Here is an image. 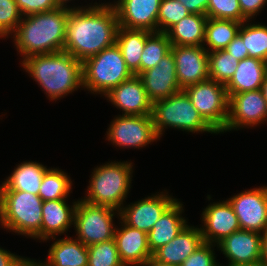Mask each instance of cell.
<instances>
[{"label":"cell","instance_id":"6da1fadb","mask_svg":"<svg viewBox=\"0 0 267 266\" xmlns=\"http://www.w3.org/2000/svg\"><path fill=\"white\" fill-rule=\"evenodd\" d=\"M118 28V15L113 4L96 3L86 9L71 10L66 24L63 51L83 62L114 45Z\"/></svg>","mask_w":267,"mask_h":266},{"label":"cell","instance_id":"7a4b0ae2","mask_svg":"<svg viewBox=\"0 0 267 266\" xmlns=\"http://www.w3.org/2000/svg\"><path fill=\"white\" fill-rule=\"evenodd\" d=\"M68 14L69 10L54 9L22 18L13 38L23 59L63 51Z\"/></svg>","mask_w":267,"mask_h":266},{"label":"cell","instance_id":"3957f363","mask_svg":"<svg viewBox=\"0 0 267 266\" xmlns=\"http://www.w3.org/2000/svg\"><path fill=\"white\" fill-rule=\"evenodd\" d=\"M22 66L51 100L83 87L82 62L65 51L30 56Z\"/></svg>","mask_w":267,"mask_h":266},{"label":"cell","instance_id":"277c9868","mask_svg":"<svg viewBox=\"0 0 267 266\" xmlns=\"http://www.w3.org/2000/svg\"><path fill=\"white\" fill-rule=\"evenodd\" d=\"M42 204L39 195L0 190V223L15 233L41 240Z\"/></svg>","mask_w":267,"mask_h":266},{"label":"cell","instance_id":"5b68a950","mask_svg":"<svg viewBox=\"0 0 267 266\" xmlns=\"http://www.w3.org/2000/svg\"><path fill=\"white\" fill-rule=\"evenodd\" d=\"M132 163L111 162L95 168L84 200L93 205L119 210L127 197L131 183ZM131 175V176H130Z\"/></svg>","mask_w":267,"mask_h":266},{"label":"cell","instance_id":"8992f818","mask_svg":"<svg viewBox=\"0 0 267 266\" xmlns=\"http://www.w3.org/2000/svg\"><path fill=\"white\" fill-rule=\"evenodd\" d=\"M82 73L83 87L104 95L134 76L116 43L85 59L82 62Z\"/></svg>","mask_w":267,"mask_h":266},{"label":"cell","instance_id":"52a82bcc","mask_svg":"<svg viewBox=\"0 0 267 266\" xmlns=\"http://www.w3.org/2000/svg\"><path fill=\"white\" fill-rule=\"evenodd\" d=\"M152 119L159 137L167 126L194 133H217L202 118L183 90L166 99L154 102L152 106Z\"/></svg>","mask_w":267,"mask_h":266},{"label":"cell","instance_id":"ba28073f","mask_svg":"<svg viewBox=\"0 0 267 266\" xmlns=\"http://www.w3.org/2000/svg\"><path fill=\"white\" fill-rule=\"evenodd\" d=\"M202 118L217 132H224L229 115V97L225 85L212 79L183 90Z\"/></svg>","mask_w":267,"mask_h":266},{"label":"cell","instance_id":"9c48e42d","mask_svg":"<svg viewBox=\"0 0 267 266\" xmlns=\"http://www.w3.org/2000/svg\"><path fill=\"white\" fill-rule=\"evenodd\" d=\"M114 208L93 205L78 200L74 213V227L78 234L77 239L87 247L114 239L115 230L112 224Z\"/></svg>","mask_w":267,"mask_h":266},{"label":"cell","instance_id":"30bf717a","mask_svg":"<svg viewBox=\"0 0 267 266\" xmlns=\"http://www.w3.org/2000/svg\"><path fill=\"white\" fill-rule=\"evenodd\" d=\"M107 139L121 147L140 148L159 138L152 115H119L110 124Z\"/></svg>","mask_w":267,"mask_h":266},{"label":"cell","instance_id":"8fae6325","mask_svg":"<svg viewBox=\"0 0 267 266\" xmlns=\"http://www.w3.org/2000/svg\"><path fill=\"white\" fill-rule=\"evenodd\" d=\"M241 230L264 233L267 229V187L244 191L228 199Z\"/></svg>","mask_w":267,"mask_h":266},{"label":"cell","instance_id":"7c38bea8","mask_svg":"<svg viewBox=\"0 0 267 266\" xmlns=\"http://www.w3.org/2000/svg\"><path fill=\"white\" fill-rule=\"evenodd\" d=\"M267 120V103L262 90L245 91L229 97V115L224 131L254 126Z\"/></svg>","mask_w":267,"mask_h":266},{"label":"cell","instance_id":"4fadbf2b","mask_svg":"<svg viewBox=\"0 0 267 266\" xmlns=\"http://www.w3.org/2000/svg\"><path fill=\"white\" fill-rule=\"evenodd\" d=\"M181 90L209 79L208 51L204 46H171Z\"/></svg>","mask_w":267,"mask_h":266},{"label":"cell","instance_id":"5bb4252c","mask_svg":"<svg viewBox=\"0 0 267 266\" xmlns=\"http://www.w3.org/2000/svg\"><path fill=\"white\" fill-rule=\"evenodd\" d=\"M176 201L167 194H157L135 202L119 210L125 223L148 234L161 215Z\"/></svg>","mask_w":267,"mask_h":266},{"label":"cell","instance_id":"9a60e30c","mask_svg":"<svg viewBox=\"0 0 267 266\" xmlns=\"http://www.w3.org/2000/svg\"><path fill=\"white\" fill-rule=\"evenodd\" d=\"M138 77L152 103L181 91L177 81L175 60L171 51L159 61L158 65L140 73Z\"/></svg>","mask_w":267,"mask_h":266},{"label":"cell","instance_id":"2e32d148","mask_svg":"<svg viewBox=\"0 0 267 266\" xmlns=\"http://www.w3.org/2000/svg\"><path fill=\"white\" fill-rule=\"evenodd\" d=\"M161 0H118L113 6L119 26L158 32L157 17Z\"/></svg>","mask_w":267,"mask_h":266},{"label":"cell","instance_id":"e0dca14e","mask_svg":"<svg viewBox=\"0 0 267 266\" xmlns=\"http://www.w3.org/2000/svg\"><path fill=\"white\" fill-rule=\"evenodd\" d=\"M204 227L200 228L203 241L218 244L233 232L241 230L238 218L228 200L206 207L202 213Z\"/></svg>","mask_w":267,"mask_h":266},{"label":"cell","instance_id":"ac0fdd59","mask_svg":"<svg viewBox=\"0 0 267 266\" xmlns=\"http://www.w3.org/2000/svg\"><path fill=\"white\" fill-rule=\"evenodd\" d=\"M229 259V266L250 264L261 260V233L238 230L217 244Z\"/></svg>","mask_w":267,"mask_h":266},{"label":"cell","instance_id":"d6986e66","mask_svg":"<svg viewBox=\"0 0 267 266\" xmlns=\"http://www.w3.org/2000/svg\"><path fill=\"white\" fill-rule=\"evenodd\" d=\"M104 96L114 106L122 109L123 115H152L153 103L149 100L141 79L136 75L113 87Z\"/></svg>","mask_w":267,"mask_h":266},{"label":"cell","instance_id":"ffe728a7","mask_svg":"<svg viewBox=\"0 0 267 266\" xmlns=\"http://www.w3.org/2000/svg\"><path fill=\"white\" fill-rule=\"evenodd\" d=\"M122 226L114 235L121 261L125 266H143L153 255L148 246V234L125 223Z\"/></svg>","mask_w":267,"mask_h":266},{"label":"cell","instance_id":"44dd1931","mask_svg":"<svg viewBox=\"0 0 267 266\" xmlns=\"http://www.w3.org/2000/svg\"><path fill=\"white\" fill-rule=\"evenodd\" d=\"M203 243L200 228L186 225L175 238L157 249L152 256L160 262L180 266Z\"/></svg>","mask_w":267,"mask_h":266},{"label":"cell","instance_id":"7402d4cb","mask_svg":"<svg viewBox=\"0 0 267 266\" xmlns=\"http://www.w3.org/2000/svg\"><path fill=\"white\" fill-rule=\"evenodd\" d=\"M66 199L43 201L41 240L55 239V235L62 234L68 230L74 222V213L77 202L71 208Z\"/></svg>","mask_w":267,"mask_h":266},{"label":"cell","instance_id":"603a6c76","mask_svg":"<svg viewBox=\"0 0 267 266\" xmlns=\"http://www.w3.org/2000/svg\"><path fill=\"white\" fill-rule=\"evenodd\" d=\"M182 205L176 200L148 232V246L152 254L161 246L169 243L187 225L186 219L180 216L183 210Z\"/></svg>","mask_w":267,"mask_h":266},{"label":"cell","instance_id":"cb8c5ba5","mask_svg":"<svg viewBox=\"0 0 267 266\" xmlns=\"http://www.w3.org/2000/svg\"><path fill=\"white\" fill-rule=\"evenodd\" d=\"M267 73V62L247 57L239 61L237 69L225 85L228 97L232 94L261 89Z\"/></svg>","mask_w":267,"mask_h":266},{"label":"cell","instance_id":"d4e9b609","mask_svg":"<svg viewBox=\"0 0 267 266\" xmlns=\"http://www.w3.org/2000/svg\"><path fill=\"white\" fill-rule=\"evenodd\" d=\"M152 33L143 29H129L121 26L118 28L116 44L123 55L125 64L136 76L140 74L141 54L146 39Z\"/></svg>","mask_w":267,"mask_h":266},{"label":"cell","instance_id":"484cf974","mask_svg":"<svg viewBox=\"0 0 267 266\" xmlns=\"http://www.w3.org/2000/svg\"><path fill=\"white\" fill-rule=\"evenodd\" d=\"M207 19L191 13L182 18L166 32L171 46H203Z\"/></svg>","mask_w":267,"mask_h":266},{"label":"cell","instance_id":"4316f807","mask_svg":"<svg viewBox=\"0 0 267 266\" xmlns=\"http://www.w3.org/2000/svg\"><path fill=\"white\" fill-rule=\"evenodd\" d=\"M40 264L42 266H87V246L78 239H59L49 249L47 262Z\"/></svg>","mask_w":267,"mask_h":266},{"label":"cell","instance_id":"83f0119b","mask_svg":"<svg viewBox=\"0 0 267 266\" xmlns=\"http://www.w3.org/2000/svg\"><path fill=\"white\" fill-rule=\"evenodd\" d=\"M47 170L40 163L23 162L2 183L0 190H19L38 195L43 176Z\"/></svg>","mask_w":267,"mask_h":266},{"label":"cell","instance_id":"f1b7e54d","mask_svg":"<svg viewBox=\"0 0 267 266\" xmlns=\"http://www.w3.org/2000/svg\"><path fill=\"white\" fill-rule=\"evenodd\" d=\"M241 22L231 19H207L205 25L204 43L209 47L208 52L224 50L226 46L237 36Z\"/></svg>","mask_w":267,"mask_h":266},{"label":"cell","instance_id":"f546056e","mask_svg":"<svg viewBox=\"0 0 267 266\" xmlns=\"http://www.w3.org/2000/svg\"><path fill=\"white\" fill-rule=\"evenodd\" d=\"M71 185V179L62 170L48 169L43 176L38 195L42 201L66 199Z\"/></svg>","mask_w":267,"mask_h":266},{"label":"cell","instance_id":"4dcf8cb0","mask_svg":"<svg viewBox=\"0 0 267 266\" xmlns=\"http://www.w3.org/2000/svg\"><path fill=\"white\" fill-rule=\"evenodd\" d=\"M171 43L166 33L153 32L145 42L141 54L140 73L154 68L170 52Z\"/></svg>","mask_w":267,"mask_h":266},{"label":"cell","instance_id":"1f68e13d","mask_svg":"<svg viewBox=\"0 0 267 266\" xmlns=\"http://www.w3.org/2000/svg\"><path fill=\"white\" fill-rule=\"evenodd\" d=\"M244 23L242 22L238 35L248 49L249 57L267 62V26L247 24L245 27Z\"/></svg>","mask_w":267,"mask_h":266},{"label":"cell","instance_id":"d6a6232c","mask_svg":"<svg viewBox=\"0 0 267 266\" xmlns=\"http://www.w3.org/2000/svg\"><path fill=\"white\" fill-rule=\"evenodd\" d=\"M239 60L226 50L208 53L209 79L226 85L233 77Z\"/></svg>","mask_w":267,"mask_h":266},{"label":"cell","instance_id":"836d02e7","mask_svg":"<svg viewBox=\"0 0 267 266\" xmlns=\"http://www.w3.org/2000/svg\"><path fill=\"white\" fill-rule=\"evenodd\" d=\"M87 249V266H125L120 259L114 239L92 244Z\"/></svg>","mask_w":267,"mask_h":266},{"label":"cell","instance_id":"e575fe53","mask_svg":"<svg viewBox=\"0 0 267 266\" xmlns=\"http://www.w3.org/2000/svg\"><path fill=\"white\" fill-rule=\"evenodd\" d=\"M189 14L190 12L178 0H161L157 17L158 32L166 33L173 25Z\"/></svg>","mask_w":267,"mask_h":266},{"label":"cell","instance_id":"d590c367","mask_svg":"<svg viewBox=\"0 0 267 266\" xmlns=\"http://www.w3.org/2000/svg\"><path fill=\"white\" fill-rule=\"evenodd\" d=\"M207 17L216 19H231L238 22H248L242 14L238 0H209Z\"/></svg>","mask_w":267,"mask_h":266},{"label":"cell","instance_id":"8d00e7d4","mask_svg":"<svg viewBox=\"0 0 267 266\" xmlns=\"http://www.w3.org/2000/svg\"><path fill=\"white\" fill-rule=\"evenodd\" d=\"M21 20L22 14L16 0H0V37L15 32Z\"/></svg>","mask_w":267,"mask_h":266},{"label":"cell","instance_id":"74e56055","mask_svg":"<svg viewBox=\"0 0 267 266\" xmlns=\"http://www.w3.org/2000/svg\"><path fill=\"white\" fill-rule=\"evenodd\" d=\"M212 245L204 242L180 266H217Z\"/></svg>","mask_w":267,"mask_h":266},{"label":"cell","instance_id":"f35d334b","mask_svg":"<svg viewBox=\"0 0 267 266\" xmlns=\"http://www.w3.org/2000/svg\"><path fill=\"white\" fill-rule=\"evenodd\" d=\"M16 3L19 11L24 17L57 9L54 0H16Z\"/></svg>","mask_w":267,"mask_h":266},{"label":"cell","instance_id":"ab89813d","mask_svg":"<svg viewBox=\"0 0 267 266\" xmlns=\"http://www.w3.org/2000/svg\"><path fill=\"white\" fill-rule=\"evenodd\" d=\"M237 60L241 61L249 57L248 49L244 46L242 38L237 34V36L226 46L224 49Z\"/></svg>","mask_w":267,"mask_h":266},{"label":"cell","instance_id":"60d3db41","mask_svg":"<svg viewBox=\"0 0 267 266\" xmlns=\"http://www.w3.org/2000/svg\"><path fill=\"white\" fill-rule=\"evenodd\" d=\"M242 14L250 20L265 6L267 0H238Z\"/></svg>","mask_w":267,"mask_h":266},{"label":"cell","instance_id":"b9f144b4","mask_svg":"<svg viewBox=\"0 0 267 266\" xmlns=\"http://www.w3.org/2000/svg\"><path fill=\"white\" fill-rule=\"evenodd\" d=\"M191 14L207 16L209 0H178Z\"/></svg>","mask_w":267,"mask_h":266},{"label":"cell","instance_id":"7bdbcfd3","mask_svg":"<svg viewBox=\"0 0 267 266\" xmlns=\"http://www.w3.org/2000/svg\"><path fill=\"white\" fill-rule=\"evenodd\" d=\"M27 259L0 248V266H21Z\"/></svg>","mask_w":267,"mask_h":266},{"label":"cell","instance_id":"ee69618b","mask_svg":"<svg viewBox=\"0 0 267 266\" xmlns=\"http://www.w3.org/2000/svg\"><path fill=\"white\" fill-rule=\"evenodd\" d=\"M262 262L267 266V229L262 235Z\"/></svg>","mask_w":267,"mask_h":266},{"label":"cell","instance_id":"f6af8a7d","mask_svg":"<svg viewBox=\"0 0 267 266\" xmlns=\"http://www.w3.org/2000/svg\"><path fill=\"white\" fill-rule=\"evenodd\" d=\"M67 1H69V0H54L55 7L57 9H65V10H69V11H71V10H82L83 9L82 7L81 8H72L71 7V9L70 8H66L67 6H66L65 3Z\"/></svg>","mask_w":267,"mask_h":266},{"label":"cell","instance_id":"bcb514c9","mask_svg":"<svg viewBox=\"0 0 267 266\" xmlns=\"http://www.w3.org/2000/svg\"><path fill=\"white\" fill-rule=\"evenodd\" d=\"M143 266H176L156 260L153 256Z\"/></svg>","mask_w":267,"mask_h":266},{"label":"cell","instance_id":"7dc6e473","mask_svg":"<svg viewBox=\"0 0 267 266\" xmlns=\"http://www.w3.org/2000/svg\"><path fill=\"white\" fill-rule=\"evenodd\" d=\"M261 90H262L264 99L266 100V103H267V73H266V75L264 77V80H263V83H262V86H261Z\"/></svg>","mask_w":267,"mask_h":266},{"label":"cell","instance_id":"c3c4849f","mask_svg":"<svg viewBox=\"0 0 267 266\" xmlns=\"http://www.w3.org/2000/svg\"><path fill=\"white\" fill-rule=\"evenodd\" d=\"M21 266H42L39 263L35 262L34 260H29V258L21 265Z\"/></svg>","mask_w":267,"mask_h":266},{"label":"cell","instance_id":"681fc988","mask_svg":"<svg viewBox=\"0 0 267 266\" xmlns=\"http://www.w3.org/2000/svg\"><path fill=\"white\" fill-rule=\"evenodd\" d=\"M236 266H266L262 260H259L257 262L254 263H250V264H243V265H236Z\"/></svg>","mask_w":267,"mask_h":266}]
</instances>
